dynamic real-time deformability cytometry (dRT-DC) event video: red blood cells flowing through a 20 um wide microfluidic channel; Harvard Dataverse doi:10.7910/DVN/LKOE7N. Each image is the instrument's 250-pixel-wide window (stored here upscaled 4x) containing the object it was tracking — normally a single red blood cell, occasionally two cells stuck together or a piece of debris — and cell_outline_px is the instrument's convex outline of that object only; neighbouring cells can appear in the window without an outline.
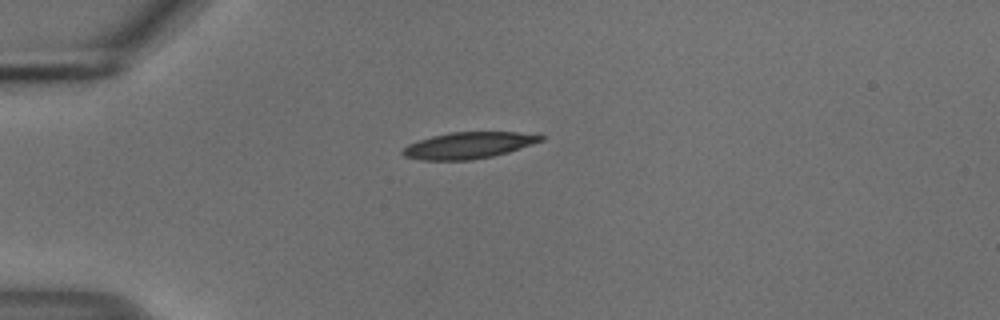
{"species": "common noctule bat (a hibernating species)", "species_latin": "Nyctalus noctula", "temperature_condition": "cold", "stored_images_in_passage": 41, "camera_frame_rate_fps": 3000, "um_per_image_px": 0.085, "animal": {"sex": "male", "body_mass_g": 18.8}, "frame": {"image": 1, "passage_image": 1, "time_ms": 0.0, "image_size_px": [1000, 320], "cell_outline_px": [[544, 140], [508, 152], [492, 156], [472, 160], [424, 160], [404, 156], [400, 152], [408, 144], [432, 136], [452, 132], [540, 132], [544, 136]], "centroid_in_image_um": [39.9, 12.34], "position_along_channel_um": 45.1, "area_um2": 21.39}}
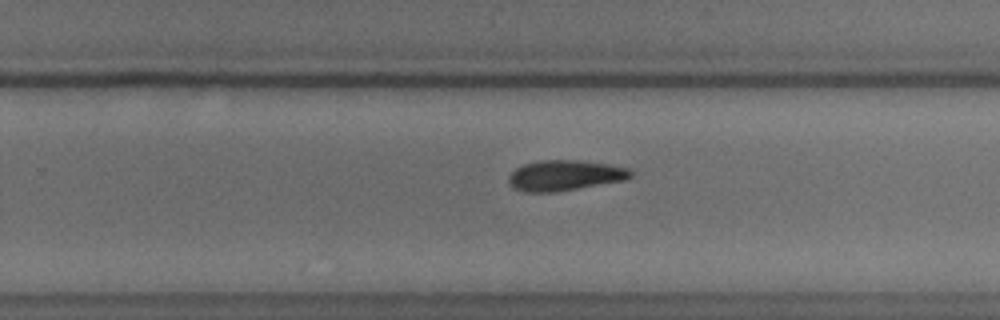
{"frame": {"image": 2, "passage_image": 22, "time_ms": 7.0, "image_size_px": [1000, 320], "cell_outline_px": [[632, 176], [624, 180], [556, 192], [524, 192], [508, 184], [508, 176], [516, 168], [524, 164], [540, 160], [580, 160], [608, 164], [628, 168], [632, 172]], "centroid_in_image_um": [47.99, 14.91], "position_along_channel_um": 281.8, "area_um2": 21.62}}
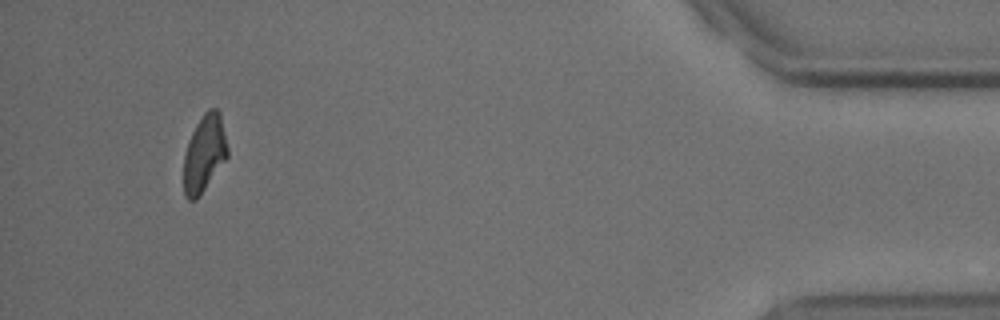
{"frame": {"image": 3, "passage_image": 38, "time_ms": 12.333, "image_size_px": [1000, 320], "cell_outline_px": [[228, 156], [196, 200], [188, 200], [184, 196], [184, 156], [192, 132], [196, 124], [204, 112], [208, 108], [216, 108], [220, 112], [228, 148]], "centroid_in_image_um": [17.37, 13.03], "position_along_channel_um": 417.8, "area_um2": 19.48}, "authors_computed_cell_mechanics": {"area_um2": 21.675, "velocity_mm_per_s": 3.7251, "shape_relaxation_time_tau1_ms": 3.9048, "shape_relaxation_time_tau2_ms": 10.0504, "deformation_change_tau1": 0.145, "deformation_change_tau2": 0.1819}}